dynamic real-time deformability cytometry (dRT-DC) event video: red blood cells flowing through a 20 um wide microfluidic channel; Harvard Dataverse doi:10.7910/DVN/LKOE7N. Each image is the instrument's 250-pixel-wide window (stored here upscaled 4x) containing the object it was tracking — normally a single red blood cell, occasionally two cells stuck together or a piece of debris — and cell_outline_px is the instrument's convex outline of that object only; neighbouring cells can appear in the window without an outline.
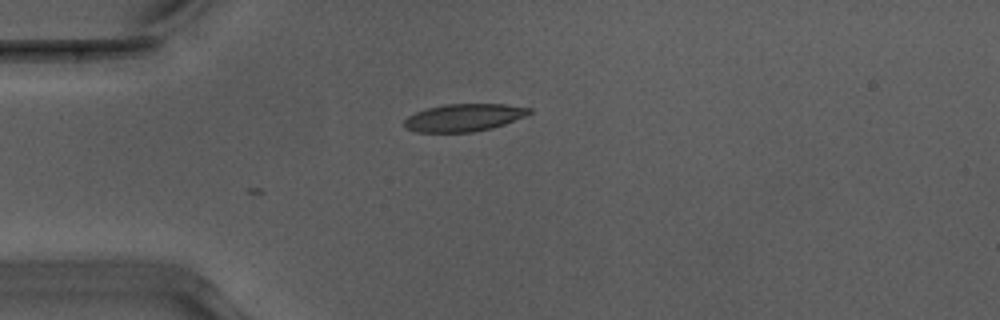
{"species": "Egyptian fruit bat (a non-hibernating species)", "species_latin": "Rousettus aegyptiacus", "temperature_condition": "warm", "stored_images_in_passage": 8, "camera_frame_rate_fps": 3000, "um_per_image_px": 0.085, "animal": {"sex": "male"}, "frame": {"image": 1, "passage_image": 1, "time_ms": 0.0, "image_size_px": [1000, 320], "cell_outline_px": [[532, 112], [524, 116], [504, 124], [492, 128], [472, 132], [416, 132], [408, 128], [404, 124], [404, 120], [408, 116], [416, 112], [428, 108], [444, 104], [504, 104], [532, 108]], "centroid_in_image_um": [39.44, 9.99], "position_along_channel_um": 45.6, "area_um2": 19.88}}
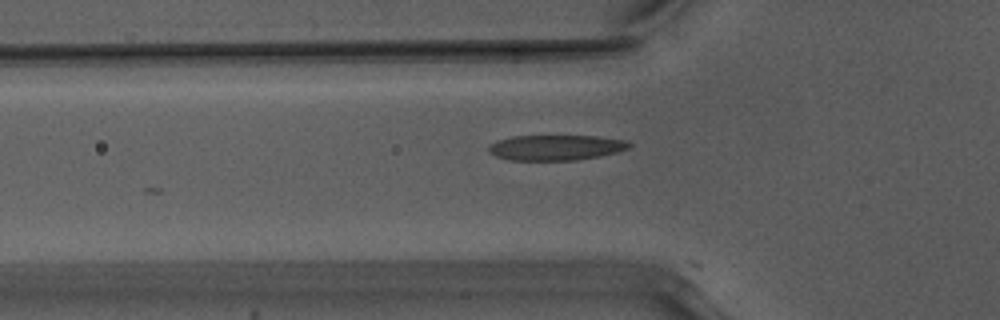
{"frame": {"image": 2, "passage_image": 5, "time_ms": 1.333, "image_size_px": [1000, 320], "cell_outline_px": [[632, 144], [628, 148], [616, 152], [600, 156], [576, 160], [508, 160], [496, 156], [488, 152], [488, 148], [492, 144], [500, 140], [512, 136], [596, 136], [628, 140]], "centroid_in_image_um": [47.27, 12.54], "position_along_channel_um": 78.5, "area_um2": 20.69}}